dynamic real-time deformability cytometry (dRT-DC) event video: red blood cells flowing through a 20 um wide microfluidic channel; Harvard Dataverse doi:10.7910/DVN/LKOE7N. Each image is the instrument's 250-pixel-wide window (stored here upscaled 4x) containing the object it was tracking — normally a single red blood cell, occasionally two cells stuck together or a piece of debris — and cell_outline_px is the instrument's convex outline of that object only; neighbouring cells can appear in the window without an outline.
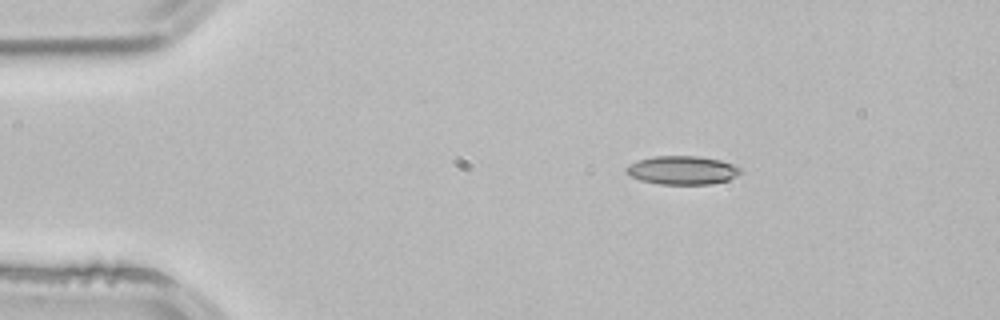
{"species": "common noctule bat (a hibernating species)", "species_latin": "Nyctalus noctula", "temperature_condition": "room temperature", "stored_images_in_passage": 2, "camera_frame_rate_fps": 3000, "um_per_image_px": 0.085, "animal": {"sex": "male", "body_mass_g": 21.5, "forearm_length_mm": 52.0}, "frame": {"image": 1, "passage_image": 1, "time_ms": 0.0, "image_size_px": [1000, 320], "cell_outline_px": [[740, 172], [736, 176], [728, 180], [712, 184], [660, 184], [640, 180], [624, 172], [624, 168], [628, 164], [636, 160], [652, 156], [696, 156], [720, 160], [732, 164], [740, 168]], "centroid_in_image_um": [57.94, 14.46], "position_along_channel_um": 27.1, "area_um2": 19.07}}